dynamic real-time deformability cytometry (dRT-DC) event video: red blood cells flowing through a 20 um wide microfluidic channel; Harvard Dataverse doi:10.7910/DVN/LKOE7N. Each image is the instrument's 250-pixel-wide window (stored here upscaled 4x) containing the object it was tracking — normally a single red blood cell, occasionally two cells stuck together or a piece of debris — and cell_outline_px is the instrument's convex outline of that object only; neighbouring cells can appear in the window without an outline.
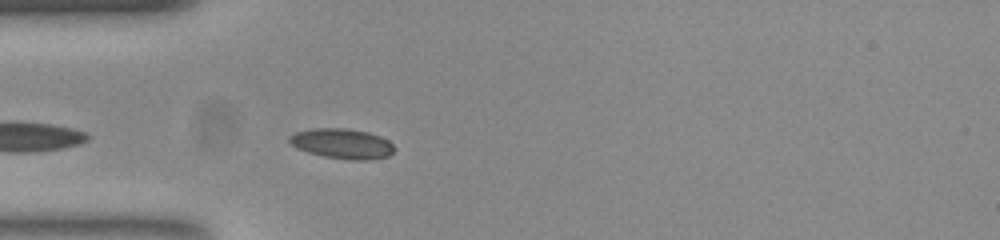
{"species": "common noctule bat (a hibernating species)", "species_latin": "Nyctalus noctula", "temperature_condition": "room temperature", "stored_images_in_passage": 6, "camera_frame_rate_fps": 3000, "um_per_image_px": 0.085, "animal": {"sex": "female", "body_mass_g": 23.0, "forearm_length_mm": 53.4}, "frame": {"image": 1, "passage_image": 3, "time_ms": 0.667, "image_size_px": [1000, 240], "cell_outline_px": [[396, 148], [388, 156], [364, 160], [356, 160], [324, 156], [308, 152], [292, 144], [288, 140], [288, 136], [296, 132], [316, 128], [348, 128], [368, 132], [380, 136], [388, 140]], "centroid_in_image_um": [29.1, 12.19], "position_along_channel_um": 55.9, "area_um2": 18.15}}